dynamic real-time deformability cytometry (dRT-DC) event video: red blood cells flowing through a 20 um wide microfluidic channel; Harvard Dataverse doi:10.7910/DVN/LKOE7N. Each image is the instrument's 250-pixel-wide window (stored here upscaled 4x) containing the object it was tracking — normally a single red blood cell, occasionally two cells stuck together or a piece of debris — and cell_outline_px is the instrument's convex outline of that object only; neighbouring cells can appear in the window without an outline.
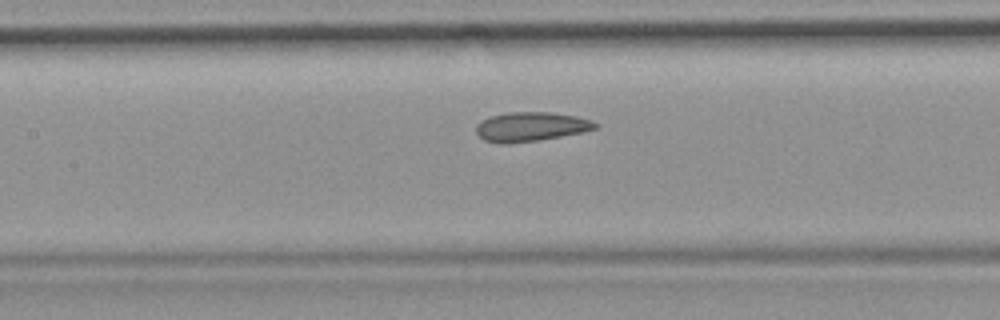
{"species": "common noctule bat (a hibernating species)", "species_latin": "Nyctalus noctula", "temperature_condition": "room temperature", "stored_images_in_passage": 25, "camera_frame_rate_fps": 3000, "um_per_image_px": 0.085, "animal": {"sex": "female", "body_mass_g": 19.9}, "frame": {"image": 1, "passage_image": 8, "time_ms": 2.333, "image_size_px": [1000, 320], "cell_outline_px": [[600, 124], [596, 128], [584, 132], [540, 140], [504, 144], [484, 140], [476, 132], [476, 124], [480, 120], [492, 116], [508, 112], [552, 112], [576, 116], [592, 120]], "centroid_in_image_um": [45.14, 10.76], "position_along_channel_um": 162.3, "area_um2": 20.46}}